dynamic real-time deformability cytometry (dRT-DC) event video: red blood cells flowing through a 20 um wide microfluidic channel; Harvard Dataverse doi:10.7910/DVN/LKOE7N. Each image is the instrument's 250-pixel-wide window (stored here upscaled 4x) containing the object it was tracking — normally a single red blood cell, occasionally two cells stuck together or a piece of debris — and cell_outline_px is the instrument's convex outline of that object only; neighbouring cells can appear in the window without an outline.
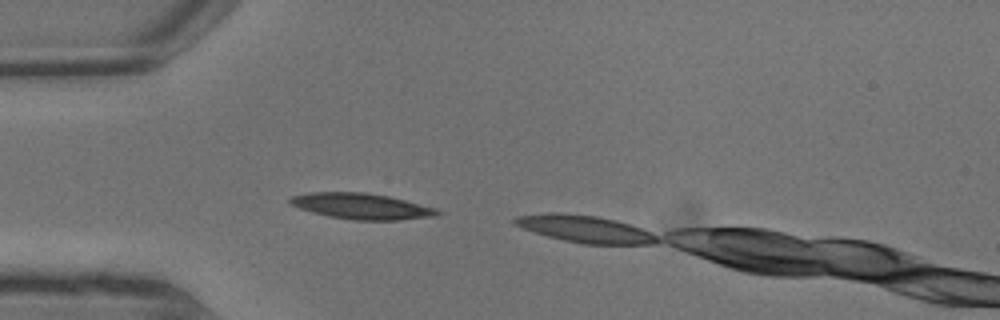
{"species": "common noctule bat (a hibernating species)", "species_latin": "Nyctalus noctula", "temperature_condition": "warm", "stored_images_in_passage": 2, "segment_of_instrument_passage": [1, 2], "camera_frame_rate_fps": 3000, "um_per_image_px": 0.085, "animal": {"sex": "male", "body_mass_g": 13.3}, "frame": {"image": 1, "passage_image": 1, "time_ms": 0.0, "image_size_px": [1000, 320], "cell_outline_px": [[444, 212], [436, 216], [396, 220], [352, 220], [328, 216], [312, 212], [300, 208], [292, 204], [288, 200], [292, 196], [308, 192], [364, 192], [388, 196], [436, 208]], "centroid_in_image_um": [30.74, 17.53], "position_along_channel_um": 54.3, "area_um2": 22.14}}